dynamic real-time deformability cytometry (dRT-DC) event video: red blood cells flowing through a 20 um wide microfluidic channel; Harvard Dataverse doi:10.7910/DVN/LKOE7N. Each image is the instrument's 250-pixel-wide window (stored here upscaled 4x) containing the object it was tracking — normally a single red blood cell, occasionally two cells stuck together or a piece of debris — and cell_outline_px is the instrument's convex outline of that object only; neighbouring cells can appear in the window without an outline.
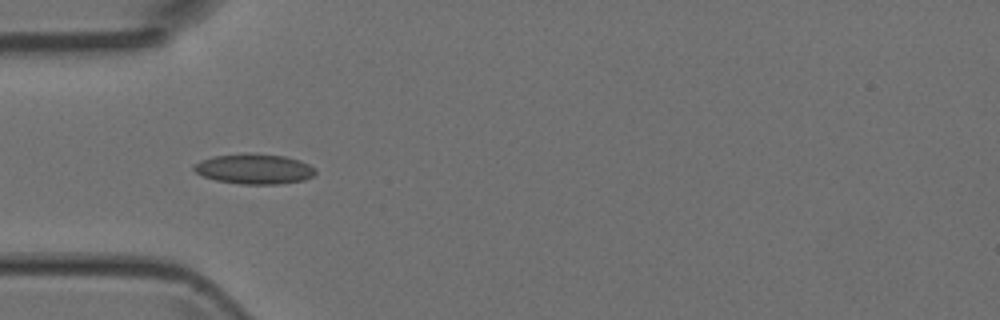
{"species": "Egyptian fruit bat (a non-hibernating species)", "species_latin": "Rousettus aegyptiacus", "temperature_condition": "room temperature", "stored_images_in_passage": 6, "camera_frame_rate_fps": 3000, "um_per_image_px": 0.085, "animal": {"sex": "female"}, "frame": {"image": 1, "passage_image": 5, "time_ms": 4.667, "image_size_px": [1000, 320], "cell_outline_px": [[316, 172], [312, 176], [304, 180], [280, 184], [240, 184], [216, 180], [204, 176], [196, 172], [192, 168], [192, 164], [200, 160], [212, 156], [248, 152], [284, 156], [300, 160], [316, 168]], "centroid_in_image_um": [21.59, 14.34], "position_along_channel_um": 63.4, "area_um2": 21.62}}
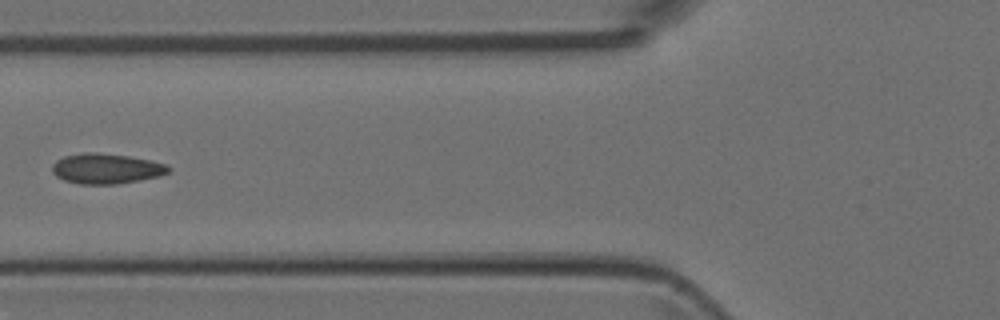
{"frame": {"image": 2, "passage_image": 6, "time_ms": 6.0, "image_size_px": [1000, 320], "cell_outline_px": [[172, 168], [168, 172], [160, 176], [140, 180], [116, 184], [80, 184], [64, 180], [56, 176], [52, 172], [52, 164], [56, 160], [64, 156], [84, 152], [96, 152], [128, 156], [168, 164]], "centroid_in_image_um": [9.03, 14.33], "position_along_channel_um": 116.8, "area_um2": 20.58}}